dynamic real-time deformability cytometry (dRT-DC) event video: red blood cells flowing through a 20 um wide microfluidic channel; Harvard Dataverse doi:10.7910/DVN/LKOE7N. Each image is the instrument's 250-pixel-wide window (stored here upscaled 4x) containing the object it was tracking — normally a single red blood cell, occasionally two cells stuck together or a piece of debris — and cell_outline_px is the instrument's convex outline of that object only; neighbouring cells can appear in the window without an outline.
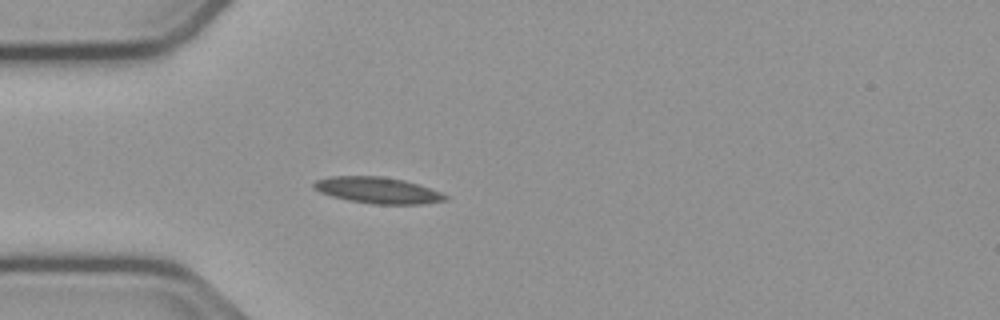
{"species": "common noctule bat (a hibernating species)", "species_latin": "Nyctalus noctula", "temperature_condition": "cold", "stored_images_in_passage": 40, "camera_frame_rate_fps": 3000, "um_per_image_px": 0.085, "animal": {"sex": "male", "body_mass_g": 23.1, "forearm_length_mm": 52.7}, "frame": {"image": 1, "passage_image": 1, "time_ms": 0.0, "image_size_px": [1000, 320], "cell_outline_px": [[448, 200], [424, 204], [372, 204], [348, 200], [332, 196], [320, 192], [312, 188], [312, 184], [316, 180], [332, 176], [380, 176], [404, 180], [440, 192], [448, 196]], "centroid_in_image_um": [32.08, 16.18], "position_along_channel_um": 52.9, "area_um2": 20.06}}
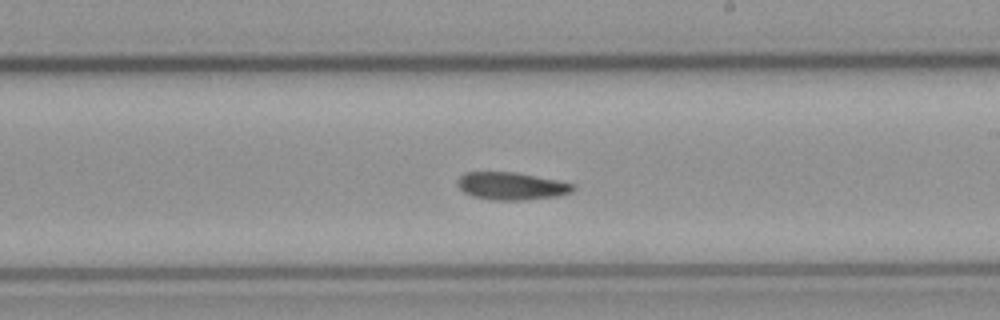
{"frame": {"image": 2, "passage_image": 17, "time_ms": 5.333, "image_size_px": [1000, 320], "cell_outline_px": [[576, 188], [572, 192], [560, 196], [524, 200], [492, 200], [472, 196], [464, 192], [456, 184], [456, 180], [464, 172], [516, 172], [576, 184]], "centroid_in_image_um": [43.48, 15.81], "position_along_channel_um": 245.5, "area_um2": 18.79}}
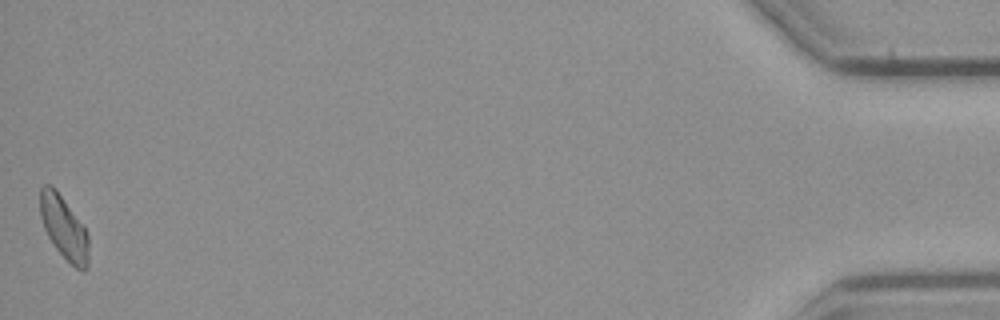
{"frame": {"image": 3, "passage_image": 40, "time_ms": 13.0, "image_size_px": [1000, 320], "cell_outline_px": [[88, 268], [84, 272], [76, 268], [56, 248], [48, 236], [44, 228], [40, 216], [40, 188], [44, 184], [52, 184], [56, 188], [84, 228], [88, 236]], "centroid_in_image_um": [5.42, 19.33], "position_along_channel_um": 429.8, "area_um2": 17.63}}